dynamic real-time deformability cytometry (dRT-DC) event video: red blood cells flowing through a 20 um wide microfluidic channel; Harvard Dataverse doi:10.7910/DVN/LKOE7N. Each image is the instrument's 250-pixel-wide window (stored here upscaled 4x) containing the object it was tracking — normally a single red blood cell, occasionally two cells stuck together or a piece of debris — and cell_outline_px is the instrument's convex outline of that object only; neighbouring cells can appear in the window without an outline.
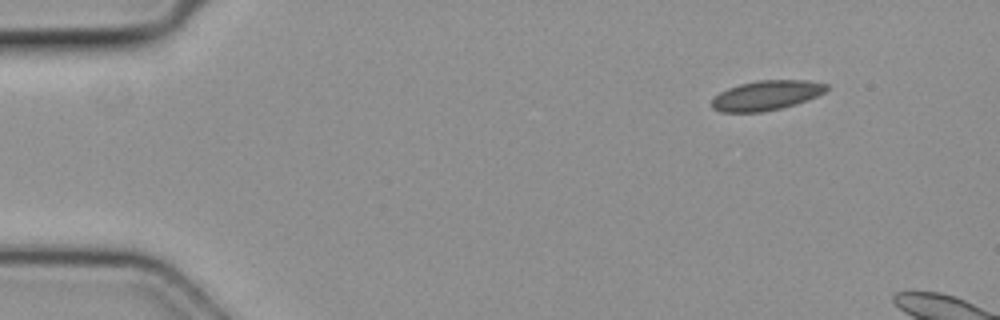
{"species": "common noctule bat (a hibernating species)", "species_latin": "Nyctalus noctula", "temperature_condition": "cold", "stored_images_in_passage": 3, "camera_frame_rate_fps": 3000, "um_per_image_px": 0.085, "animal": {"sex": "female", "body_mass_g": 19.3, "forearm_length_mm": 54.1}, "frame": {"image": 1, "passage_image": 3, "time_ms": 0.667, "image_size_px": [1000, 320], "cell_outline_px": [[828, 88], [824, 92], [808, 100], [796, 104], [764, 112], [720, 112], [712, 108], [712, 100], [720, 92], [728, 88], [740, 84], [760, 80], [808, 80], [828, 84]], "centroid_in_image_um": [65.15, 8.11], "position_along_channel_um": 19.8, "area_um2": 19.83}}